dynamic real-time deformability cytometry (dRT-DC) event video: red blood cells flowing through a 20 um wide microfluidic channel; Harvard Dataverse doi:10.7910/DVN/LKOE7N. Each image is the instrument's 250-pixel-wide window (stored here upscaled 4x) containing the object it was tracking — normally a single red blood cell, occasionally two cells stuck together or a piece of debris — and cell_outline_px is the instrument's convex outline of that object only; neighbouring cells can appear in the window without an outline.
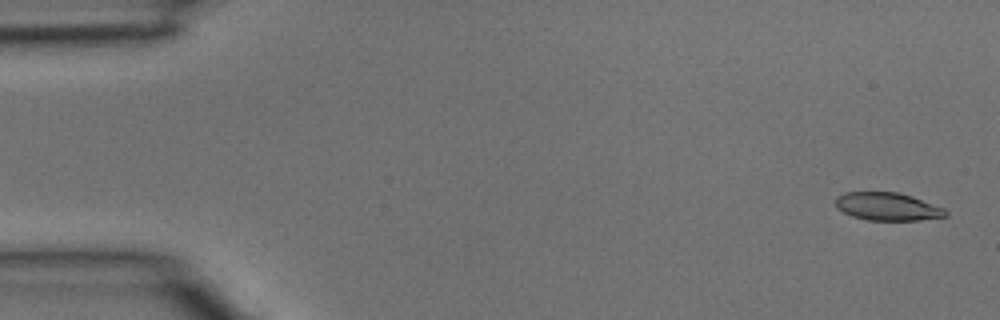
{"species": "common noctule bat (a hibernating species)", "species_latin": "Nyctalus noctula", "temperature_condition": "room temperature", "stored_images_in_passage": 35, "camera_frame_rate_fps": 3000, "um_per_image_px": 0.085, "animal": {"sex": "male", "body_mass_g": 15.6}, "frame": {"image": 1, "passage_image": 1, "time_ms": 0.0, "image_size_px": [1000, 320], "cell_outline_px": [[948, 216], [920, 220], [868, 220], [852, 216], [836, 208], [836, 196], [844, 192], [896, 192], [912, 196], [944, 208], [948, 212]], "centroid_in_image_um": [75.43, 17.55], "position_along_channel_um": 9.6, "area_um2": 17.92}}
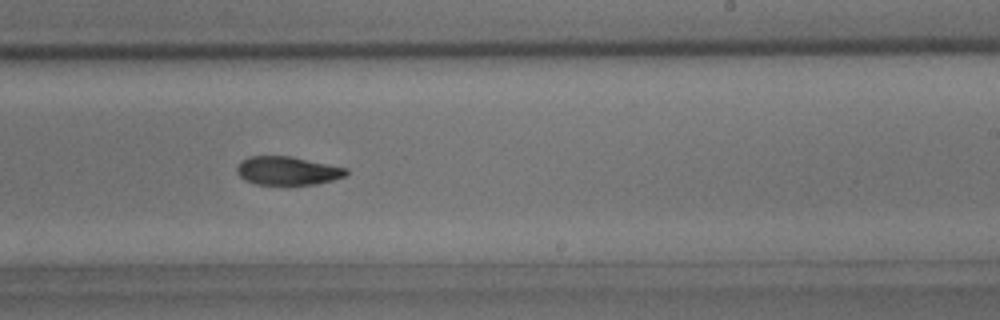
{"frame": {"image": 2, "passage_image": 23, "time_ms": 7.333, "image_size_px": [1000, 320], "cell_outline_px": [[348, 172], [344, 176], [332, 180], [316, 184], [256, 184], [244, 180], [236, 172], [236, 168], [240, 160], [248, 156], [292, 156], [348, 168]], "centroid_in_image_um": [24.41, 14.5], "position_along_channel_um": 264.6, "area_um2": 18.21}}
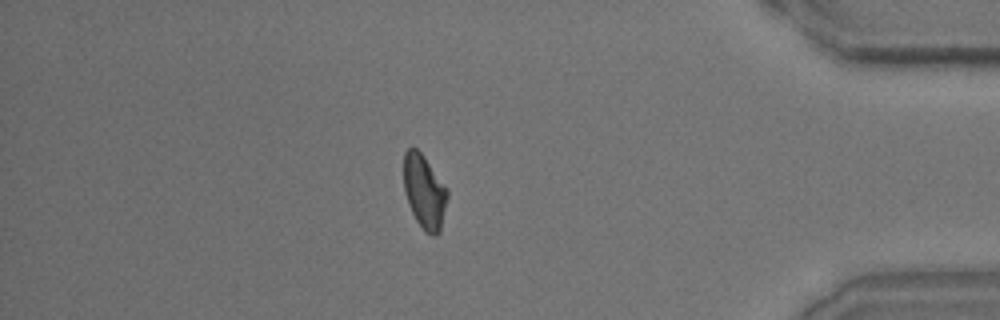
{"frame": {"image": 3, "passage_image": 33, "time_ms": 10.667, "image_size_px": [1000, 320], "cell_outline_px": [[448, 196], [440, 232], [436, 236], [432, 236], [424, 232], [416, 220], [408, 204], [404, 192], [404, 152], [408, 148], [416, 148], [424, 156], [448, 188]], "centroid_in_image_um": [36.08, 16.31], "position_along_channel_um": 399.1, "area_um2": 19.02}}